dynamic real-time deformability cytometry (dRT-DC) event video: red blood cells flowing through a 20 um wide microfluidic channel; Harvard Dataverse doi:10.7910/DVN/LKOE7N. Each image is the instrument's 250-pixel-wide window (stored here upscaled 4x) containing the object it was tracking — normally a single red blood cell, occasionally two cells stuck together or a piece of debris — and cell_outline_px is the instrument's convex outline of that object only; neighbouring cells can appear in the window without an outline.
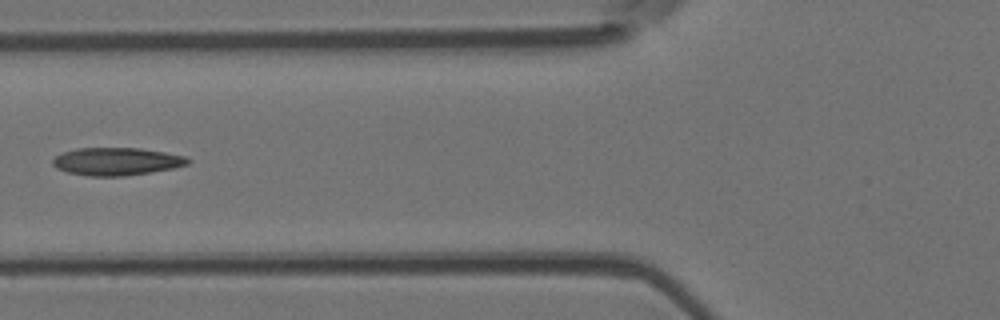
{"species": "Egyptian fruit bat (a non-hibernating species)", "species_latin": "Rousettus aegyptiacus", "temperature_condition": "room temperature", "stored_images_in_passage": 5, "camera_frame_rate_fps": 3000, "um_per_image_px": 0.085, "animal": {"sex": "female"}, "frame": {"image": 1, "passage_image": 5, "time_ms": 5.333, "image_size_px": [1000, 320], "cell_outline_px": [[192, 160], [188, 164], [176, 168], [124, 176], [88, 176], [68, 172], [56, 168], [52, 164], [52, 160], [56, 156], [64, 152], [76, 148], [140, 148], [188, 156]], "centroid_in_image_um": [9.95, 13.72], "position_along_channel_um": 115.8, "area_um2": 21.96}}